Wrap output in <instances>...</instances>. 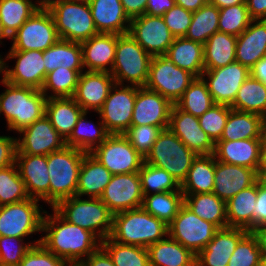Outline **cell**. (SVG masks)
Masks as SVG:
<instances>
[{"instance_id":"obj_1","label":"cell","mask_w":266,"mask_h":266,"mask_svg":"<svg viewBox=\"0 0 266 266\" xmlns=\"http://www.w3.org/2000/svg\"><path fill=\"white\" fill-rule=\"evenodd\" d=\"M53 214L45 211L41 232H47L40 243L57 257L67 262H82L96 251L100 240L90 231L65 220L54 208Z\"/></svg>"},{"instance_id":"obj_2","label":"cell","mask_w":266,"mask_h":266,"mask_svg":"<svg viewBox=\"0 0 266 266\" xmlns=\"http://www.w3.org/2000/svg\"><path fill=\"white\" fill-rule=\"evenodd\" d=\"M0 83L7 88L0 94V114L5 116L8 130L20 132L45 115L48 98L41 90L3 79Z\"/></svg>"},{"instance_id":"obj_3","label":"cell","mask_w":266,"mask_h":266,"mask_svg":"<svg viewBox=\"0 0 266 266\" xmlns=\"http://www.w3.org/2000/svg\"><path fill=\"white\" fill-rule=\"evenodd\" d=\"M168 236V225L142 207L113 214L110 238L129 245L148 246Z\"/></svg>"},{"instance_id":"obj_4","label":"cell","mask_w":266,"mask_h":266,"mask_svg":"<svg viewBox=\"0 0 266 266\" xmlns=\"http://www.w3.org/2000/svg\"><path fill=\"white\" fill-rule=\"evenodd\" d=\"M54 209L69 223L92 232L100 242L111 235L113 213L100 198L72 196L61 200Z\"/></svg>"},{"instance_id":"obj_5","label":"cell","mask_w":266,"mask_h":266,"mask_svg":"<svg viewBox=\"0 0 266 266\" xmlns=\"http://www.w3.org/2000/svg\"><path fill=\"white\" fill-rule=\"evenodd\" d=\"M86 152L65 146L47 155L50 176V206L76 196L79 170Z\"/></svg>"},{"instance_id":"obj_6","label":"cell","mask_w":266,"mask_h":266,"mask_svg":"<svg viewBox=\"0 0 266 266\" xmlns=\"http://www.w3.org/2000/svg\"><path fill=\"white\" fill-rule=\"evenodd\" d=\"M152 56L129 33L117 35L115 59L110 72L115 84L145 87Z\"/></svg>"},{"instance_id":"obj_7","label":"cell","mask_w":266,"mask_h":266,"mask_svg":"<svg viewBox=\"0 0 266 266\" xmlns=\"http://www.w3.org/2000/svg\"><path fill=\"white\" fill-rule=\"evenodd\" d=\"M197 154L169 129H163L144 162L167 171L180 185Z\"/></svg>"},{"instance_id":"obj_8","label":"cell","mask_w":266,"mask_h":266,"mask_svg":"<svg viewBox=\"0 0 266 266\" xmlns=\"http://www.w3.org/2000/svg\"><path fill=\"white\" fill-rule=\"evenodd\" d=\"M48 11L60 39L81 43L99 34L88 1L59 0Z\"/></svg>"},{"instance_id":"obj_9","label":"cell","mask_w":266,"mask_h":266,"mask_svg":"<svg viewBox=\"0 0 266 266\" xmlns=\"http://www.w3.org/2000/svg\"><path fill=\"white\" fill-rule=\"evenodd\" d=\"M195 78L190 72L172 63L165 55L152 56L145 87L175 104Z\"/></svg>"},{"instance_id":"obj_10","label":"cell","mask_w":266,"mask_h":266,"mask_svg":"<svg viewBox=\"0 0 266 266\" xmlns=\"http://www.w3.org/2000/svg\"><path fill=\"white\" fill-rule=\"evenodd\" d=\"M39 200L29 198L13 204L0 207V236L27 237L35 232H41L43 214L38 204ZM43 213V214H42Z\"/></svg>"},{"instance_id":"obj_11","label":"cell","mask_w":266,"mask_h":266,"mask_svg":"<svg viewBox=\"0 0 266 266\" xmlns=\"http://www.w3.org/2000/svg\"><path fill=\"white\" fill-rule=\"evenodd\" d=\"M217 230L214 224L198 217L185 204L168 225V235L195 255L206 247Z\"/></svg>"},{"instance_id":"obj_12","label":"cell","mask_w":266,"mask_h":266,"mask_svg":"<svg viewBox=\"0 0 266 266\" xmlns=\"http://www.w3.org/2000/svg\"><path fill=\"white\" fill-rule=\"evenodd\" d=\"M90 154L112 175L139 172L144 162L123 134H110Z\"/></svg>"},{"instance_id":"obj_13","label":"cell","mask_w":266,"mask_h":266,"mask_svg":"<svg viewBox=\"0 0 266 266\" xmlns=\"http://www.w3.org/2000/svg\"><path fill=\"white\" fill-rule=\"evenodd\" d=\"M10 50L45 51L59 39L51 13L48 10H37L11 37Z\"/></svg>"},{"instance_id":"obj_14","label":"cell","mask_w":266,"mask_h":266,"mask_svg":"<svg viewBox=\"0 0 266 266\" xmlns=\"http://www.w3.org/2000/svg\"><path fill=\"white\" fill-rule=\"evenodd\" d=\"M119 88V89H118ZM137 86L114 84L97 112L110 134H124L131 126Z\"/></svg>"},{"instance_id":"obj_15","label":"cell","mask_w":266,"mask_h":266,"mask_svg":"<svg viewBox=\"0 0 266 266\" xmlns=\"http://www.w3.org/2000/svg\"><path fill=\"white\" fill-rule=\"evenodd\" d=\"M14 58L17 60L13 69H8V65L2 59V79L17 86H28L41 90L46 77L43 52L9 50L5 60Z\"/></svg>"},{"instance_id":"obj_16","label":"cell","mask_w":266,"mask_h":266,"mask_svg":"<svg viewBox=\"0 0 266 266\" xmlns=\"http://www.w3.org/2000/svg\"><path fill=\"white\" fill-rule=\"evenodd\" d=\"M249 75L250 70L235 61L224 67L204 70L201 77L205 81L215 104L231 106L238 90Z\"/></svg>"},{"instance_id":"obj_17","label":"cell","mask_w":266,"mask_h":266,"mask_svg":"<svg viewBox=\"0 0 266 266\" xmlns=\"http://www.w3.org/2000/svg\"><path fill=\"white\" fill-rule=\"evenodd\" d=\"M128 33L151 56L165 55L175 38L162 17L147 14L131 19Z\"/></svg>"},{"instance_id":"obj_18","label":"cell","mask_w":266,"mask_h":266,"mask_svg":"<svg viewBox=\"0 0 266 266\" xmlns=\"http://www.w3.org/2000/svg\"><path fill=\"white\" fill-rule=\"evenodd\" d=\"M18 134H23V138L17 139L16 155H48L66 146L65 139L51 125L46 115Z\"/></svg>"},{"instance_id":"obj_19","label":"cell","mask_w":266,"mask_h":266,"mask_svg":"<svg viewBox=\"0 0 266 266\" xmlns=\"http://www.w3.org/2000/svg\"><path fill=\"white\" fill-rule=\"evenodd\" d=\"M143 192L138 172L113 175L104 189L101 201L113 213L140 208Z\"/></svg>"},{"instance_id":"obj_20","label":"cell","mask_w":266,"mask_h":266,"mask_svg":"<svg viewBox=\"0 0 266 266\" xmlns=\"http://www.w3.org/2000/svg\"><path fill=\"white\" fill-rule=\"evenodd\" d=\"M168 128L197 155L214 154L215 144L202 130L198 117L184 112L173 104Z\"/></svg>"},{"instance_id":"obj_21","label":"cell","mask_w":266,"mask_h":266,"mask_svg":"<svg viewBox=\"0 0 266 266\" xmlns=\"http://www.w3.org/2000/svg\"><path fill=\"white\" fill-rule=\"evenodd\" d=\"M173 104L164 96L146 87H138L131 126L168 127Z\"/></svg>"},{"instance_id":"obj_22","label":"cell","mask_w":266,"mask_h":266,"mask_svg":"<svg viewBox=\"0 0 266 266\" xmlns=\"http://www.w3.org/2000/svg\"><path fill=\"white\" fill-rule=\"evenodd\" d=\"M20 177L30 198L50 205V176L47 155H16Z\"/></svg>"},{"instance_id":"obj_23","label":"cell","mask_w":266,"mask_h":266,"mask_svg":"<svg viewBox=\"0 0 266 266\" xmlns=\"http://www.w3.org/2000/svg\"><path fill=\"white\" fill-rule=\"evenodd\" d=\"M115 80L111 73L84 71L79 75L73 99L85 112H98L107 99Z\"/></svg>"},{"instance_id":"obj_24","label":"cell","mask_w":266,"mask_h":266,"mask_svg":"<svg viewBox=\"0 0 266 266\" xmlns=\"http://www.w3.org/2000/svg\"><path fill=\"white\" fill-rule=\"evenodd\" d=\"M246 229L226 227L218 229L206 247L196 255V266H227Z\"/></svg>"},{"instance_id":"obj_25","label":"cell","mask_w":266,"mask_h":266,"mask_svg":"<svg viewBox=\"0 0 266 266\" xmlns=\"http://www.w3.org/2000/svg\"><path fill=\"white\" fill-rule=\"evenodd\" d=\"M214 177L213 193L225 202L258 181L256 170L220 162L216 158Z\"/></svg>"},{"instance_id":"obj_26","label":"cell","mask_w":266,"mask_h":266,"mask_svg":"<svg viewBox=\"0 0 266 266\" xmlns=\"http://www.w3.org/2000/svg\"><path fill=\"white\" fill-rule=\"evenodd\" d=\"M83 67L90 72L112 71L117 45V34L99 33L80 43ZM109 67L107 68V66Z\"/></svg>"},{"instance_id":"obj_27","label":"cell","mask_w":266,"mask_h":266,"mask_svg":"<svg viewBox=\"0 0 266 266\" xmlns=\"http://www.w3.org/2000/svg\"><path fill=\"white\" fill-rule=\"evenodd\" d=\"M262 139L218 141L214 156L217 161L252 168L257 171L262 149Z\"/></svg>"},{"instance_id":"obj_28","label":"cell","mask_w":266,"mask_h":266,"mask_svg":"<svg viewBox=\"0 0 266 266\" xmlns=\"http://www.w3.org/2000/svg\"><path fill=\"white\" fill-rule=\"evenodd\" d=\"M98 33L126 34L131 20L120 0H88Z\"/></svg>"},{"instance_id":"obj_29","label":"cell","mask_w":266,"mask_h":266,"mask_svg":"<svg viewBox=\"0 0 266 266\" xmlns=\"http://www.w3.org/2000/svg\"><path fill=\"white\" fill-rule=\"evenodd\" d=\"M266 56V20H252L237 37L236 62L249 70Z\"/></svg>"},{"instance_id":"obj_30","label":"cell","mask_w":266,"mask_h":266,"mask_svg":"<svg viewBox=\"0 0 266 266\" xmlns=\"http://www.w3.org/2000/svg\"><path fill=\"white\" fill-rule=\"evenodd\" d=\"M112 176V173L90 153H86L79 170L76 196L88 195V198H100Z\"/></svg>"},{"instance_id":"obj_31","label":"cell","mask_w":266,"mask_h":266,"mask_svg":"<svg viewBox=\"0 0 266 266\" xmlns=\"http://www.w3.org/2000/svg\"><path fill=\"white\" fill-rule=\"evenodd\" d=\"M165 56L176 66L195 77L204 72V45L185 37L174 38Z\"/></svg>"},{"instance_id":"obj_32","label":"cell","mask_w":266,"mask_h":266,"mask_svg":"<svg viewBox=\"0 0 266 266\" xmlns=\"http://www.w3.org/2000/svg\"><path fill=\"white\" fill-rule=\"evenodd\" d=\"M85 111L72 97L48 98L45 115L66 140Z\"/></svg>"},{"instance_id":"obj_33","label":"cell","mask_w":266,"mask_h":266,"mask_svg":"<svg viewBox=\"0 0 266 266\" xmlns=\"http://www.w3.org/2000/svg\"><path fill=\"white\" fill-rule=\"evenodd\" d=\"M167 237L147 247L150 266H196V255Z\"/></svg>"},{"instance_id":"obj_34","label":"cell","mask_w":266,"mask_h":266,"mask_svg":"<svg viewBox=\"0 0 266 266\" xmlns=\"http://www.w3.org/2000/svg\"><path fill=\"white\" fill-rule=\"evenodd\" d=\"M257 200V182L226 202L228 227L253 231V210Z\"/></svg>"},{"instance_id":"obj_35","label":"cell","mask_w":266,"mask_h":266,"mask_svg":"<svg viewBox=\"0 0 266 266\" xmlns=\"http://www.w3.org/2000/svg\"><path fill=\"white\" fill-rule=\"evenodd\" d=\"M215 156L197 155L189 169L187 178L181 184L183 195L212 193L215 182Z\"/></svg>"},{"instance_id":"obj_36","label":"cell","mask_w":266,"mask_h":266,"mask_svg":"<svg viewBox=\"0 0 266 266\" xmlns=\"http://www.w3.org/2000/svg\"><path fill=\"white\" fill-rule=\"evenodd\" d=\"M262 139V116L231 109L219 141Z\"/></svg>"},{"instance_id":"obj_37","label":"cell","mask_w":266,"mask_h":266,"mask_svg":"<svg viewBox=\"0 0 266 266\" xmlns=\"http://www.w3.org/2000/svg\"><path fill=\"white\" fill-rule=\"evenodd\" d=\"M184 204L198 217L211 222L218 229L228 227L226 202L213 192L184 195Z\"/></svg>"},{"instance_id":"obj_38","label":"cell","mask_w":266,"mask_h":266,"mask_svg":"<svg viewBox=\"0 0 266 266\" xmlns=\"http://www.w3.org/2000/svg\"><path fill=\"white\" fill-rule=\"evenodd\" d=\"M46 75L58 67L71 70H84L82 47L79 42L59 39L54 45L43 51Z\"/></svg>"},{"instance_id":"obj_39","label":"cell","mask_w":266,"mask_h":266,"mask_svg":"<svg viewBox=\"0 0 266 266\" xmlns=\"http://www.w3.org/2000/svg\"><path fill=\"white\" fill-rule=\"evenodd\" d=\"M237 37L216 32L204 45V70L217 69L236 61Z\"/></svg>"},{"instance_id":"obj_40","label":"cell","mask_w":266,"mask_h":266,"mask_svg":"<svg viewBox=\"0 0 266 266\" xmlns=\"http://www.w3.org/2000/svg\"><path fill=\"white\" fill-rule=\"evenodd\" d=\"M87 112H84L69 137L65 140L67 147L77 148L86 153H91L96 147L102 144L110 133L100 120L97 127L91 121H86ZM92 126V127H91Z\"/></svg>"},{"instance_id":"obj_41","label":"cell","mask_w":266,"mask_h":266,"mask_svg":"<svg viewBox=\"0 0 266 266\" xmlns=\"http://www.w3.org/2000/svg\"><path fill=\"white\" fill-rule=\"evenodd\" d=\"M232 109L254 113L260 116L266 114V85L252 76L243 82L237 92Z\"/></svg>"},{"instance_id":"obj_42","label":"cell","mask_w":266,"mask_h":266,"mask_svg":"<svg viewBox=\"0 0 266 266\" xmlns=\"http://www.w3.org/2000/svg\"><path fill=\"white\" fill-rule=\"evenodd\" d=\"M184 204L182 192L153 193L143 197L142 208L169 225Z\"/></svg>"},{"instance_id":"obj_43","label":"cell","mask_w":266,"mask_h":266,"mask_svg":"<svg viewBox=\"0 0 266 266\" xmlns=\"http://www.w3.org/2000/svg\"><path fill=\"white\" fill-rule=\"evenodd\" d=\"M38 9L32 0H0V22L11 37Z\"/></svg>"},{"instance_id":"obj_44","label":"cell","mask_w":266,"mask_h":266,"mask_svg":"<svg viewBox=\"0 0 266 266\" xmlns=\"http://www.w3.org/2000/svg\"><path fill=\"white\" fill-rule=\"evenodd\" d=\"M115 266H150L148 250L137 245L122 244L110 237L101 241Z\"/></svg>"},{"instance_id":"obj_45","label":"cell","mask_w":266,"mask_h":266,"mask_svg":"<svg viewBox=\"0 0 266 266\" xmlns=\"http://www.w3.org/2000/svg\"><path fill=\"white\" fill-rule=\"evenodd\" d=\"M219 8L210 3L193 12L192 21L185 38L204 44L219 31Z\"/></svg>"},{"instance_id":"obj_46","label":"cell","mask_w":266,"mask_h":266,"mask_svg":"<svg viewBox=\"0 0 266 266\" xmlns=\"http://www.w3.org/2000/svg\"><path fill=\"white\" fill-rule=\"evenodd\" d=\"M214 104L207 85L202 77H196L175 105L196 117H200Z\"/></svg>"},{"instance_id":"obj_47","label":"cell","mask_w":266,"mask_h":266,"mask_svg":"<svg viewBox=\"0 0 266 266\" xmlns=\"http://www.w3.org/2000/svg\"><path fill=\"white\" fill-rule=\"evenodd\" d=\"M83 71L58 67L46 75L41 91L47 98L73 97ZM48 90L51 95H48Z\"/></svg>"},{"instance_id":"obj_48","label":"cell","mask_w":266,"mask_h":266,"mask_svg":"<svg viewBox=\"0 0 266 266\" xmlns=\"http://www.w3.org/2000/svg\"><path fill=\"white\" fill-rule=\"evenodd\" d=\"M143 195L161 192H182L181 185L164 169L143 162L138 172Z\"/></svg>"},{"instance_id":"obj_49","label":"cell","mask_w":266,"mask_h":266,"mask_svg":"<svg viewBox=\"0 0 266 266\" xmlns=\"http://www.w3.org/2000/svg\"><path fill=\"white\" fill-rule=\"evenodd\" d=\"M29 198L16 163L0 169V205L13 204Z\"/></svg>"},{"instance_id":"obj_50","label":"cell","mask_w":266,"mask_h":266,"mask_svg":"<svg viewBox=\"0 0 266 266\" xmlns=\"http://www.w3.org/2000/svg\"><path fill=\"white\" fill-rule=\"evenodd\" d=\"M251 21L246 4L219 9L218 27L220 32L238 37Z\"/></svg>"},{"instance_id":"obj_51","label":"cell","mask_w":266,"mask_h":266,"mask_svg":"<svg viewBox=\"0 0 266 266\" xmlns=\"http://www.w3.org/2000/svg\"><path fill=\"white\" fill-rule=\"evenodd\" d=\"M231 109L230 106L214 103L209 110L198 117L200 127L214 144L221 138Z\"/></svg>"},{"instance_id":"obj_52","label":"cell","mask_w":266,"mask_h":266,"mask_svg":"<svg viewBox=\"0 0 266 266\" xmlns=\"http://www.w3.org/2000/svg\"><path fill=\"white\" fill-rule=\"evenodd\" d=\"M168 127H159L153 125L130 126L123 134L135 150L143 159L150 153L155 141L158 139L163 129Z\"/></svg>"},{"instance_id":"obj_53","label":"cell","mask_w":266,"mask_h":266,"mask_svg":"<svg viewBox=\"0 0 266 266\" xmlns=\"http://www.w3.org/2000/svg\"><path fill=\"white\" fill-rule=\"evenodd\" d=\"M262 254L258 240L248 232L238 243L227 266H259Z\"/></svg>"},{"instance_id":"obj_54","label":"cell","mask_w":266,"mask_h":266,"mask_svg":"<svg viewBox=\"0 0 266 266\" xmlns=\"http://www.w3.org/2000/svg\"><path fill=\"white\" fill-rule=\"evenodd\" d=\"M23 239L14 236H0V266H18L27 251L33 245L40 243L39 239L34 243L24 244Z\"/></svg>"},{"instance_id":"obj_55","label":"cell","mask_w":266,"mask_h":266,"mask_svg":"<svg viewBox=\"0 0 266 266\" xmlns=\"http://www.w3.org/2000/svg\"><path fill=\"white\" fill-rule=\"evenodd\" d=\"M67 263L38 243L27 251L18 266H66Z\"/></svg>"},{"instance_id":"obj_56","label":"cell","mask_w":266,"mask_h":266,"mask_svg":"<svg viewBox=\"0 0 266 266\" xmlns=\"http://www.w3.org/2000/svg\"><path fill=\"white\" fill-rule=\"evenodd\" d=\"M193 12L184 9L179 5H175L163 16V20L170 30L171 34L177 37H185L192 21Z\"/></svg>"},{"instance_id":"obj_57","label":"cell","mask_w":266,"mask_h":266,"mask_svg":"<svg viewBox=\"0 0 266 266\" xmlns=\"http://www.w3.org/2000/svg\"><path fill=\"white\" fill-rule=\"evenodd\" d=\"M253 210V230L266 225V181H257V200Z\"/></svg>"},{"instance_id":"obj_58","label":"cell","mask_w":266,"mask_h":266,"mask_svg":"<svg viewBox=\"0 0 266 266\" xmlns=\"http://www.w3.org/2000/svg\"><path fill=\"white\" fill-rule=\"evenodd\" d=\"M17 153V138L0 136V169L15 164Z\"/></svg>"},{"instance_id":"obj_59","label":"cell","mask_w":266,"mask_h":266,"mask_svg":"<svg viewBox=\"0 0 266 266\" xmlns=\"http://www.w3.org/2000/svg\"><path fill=\"white\" fill-rule=\"evenodd\" d=\"M175 5V0H147L145 14L162 17Z\"/></svg>"},{"instance_id":"obj_60","label":"cell","mask_w":266,"mask_h":266,"mask_svg":"<svg viewBox=\"0 0 266 266\" xmlns=\"http://www.w3.org/2000/svg\"><path fill=\"white\" fill-rule=\"evenodd\" d=\"M85 266H115L109 254L100 246L82 261Z\"/></svg>"},{"instance_id":"obj_61","label":"cell","mask_w":266,"mask_h":266,"mask_svg":"<svg viewBox=\"0 0 266 266\" xmlns=\"http://www.w3.org/2000/svg\"><path fill=\"white\" fill-rule=\"evenodd\" d=\"M125 14L131 20L145 14L147 0H120Z\"/></svg>"},{"instance_id":"obj_62","label":"cell","mask_w":266,"mask_h":266,"mask_svg":"<svg viewBox=\"0 0 266 266\" xmlns=\"http://www.w3.org/2000/svg\"><path fill=\"white\" fill-rule=\"evenodd\" d=\"M252 20H266V0H245Z\"/></svg>"},{"instance_id":"obj_63","label":"cell","mask_w":266,"mask_h":266,"mask_svg":"<svg viewBox=\"0 0 266 266\" xmlns=\"http://www.w3.org/2000/svg\"><path fill=\"white\" fill-rule=\"evenodd\" d=\"M250 76L266 85V56L250 68Z\"/></svg>"},{"instance_id":"obj_64","label":"cell","mask_w":266,"mask_h":266,"mask_svg":"<svg viewBox=\"0 0 266 266\" xmlns=\"http://www.w3.org/2000/svg\"><path fill=\"white\" fill-rule=\"evenodd\" d=\"M176 4L184 9L195 12L208 3V0H175Z\"/></svg>"},{"instance_id":"obj_65","label":"cell","mask_w":266,"mask_h":266,"mask_svg":"<svg viewBox=\"0 0 266 266\" xmlns=\"http://www.w3.org/2000/svg\"><path fill=\"white\" fill-rule=\"evenodd\" d=\"M252 233L258 240L262 256H266V225L255 228Z\"/></svg>"},{"instance_id":"obj_66","label":"cell","mask_w":266,"mask_h":266,"mask_svg":"<svg viewBox=\"0 0 266 266\" xmlns=\"http://www.w3.org/2000/svg\"><path fill=\"white\" fill-rule=\"evenodd\" d=\"M258 180L266 181V143H262L260 161L257 169Z\"/></svg>"},{"instance_id":"obj_67","label":"cell","mask_w":266,"mask_h":266,"mask_svg":"<svg viewBox=\"0 0 266 266\" xmlns=\"http://www.w3.org/2000/svg\"><path fill=\"white\" fill-rule=\"evenodd\" d=\"M208 3L216 6L219 9L228 6H235L239 4H246L245 0H208Z\"/></svg>"},{"instance_id":"obj_68","label":"cell","mask_w":266,"mask_h":266,"mask_svg":"<svg viewBox=\"0 0 266 266\" xmlns=\"http://www.w3.org/2000/svg\"><path fill=\"white\" fill-rule=\"evenodd\" d=\"M59 0H37L35 2V7L38 10H49L53 7Z\"/></svg>"},{"instance_id":"obj_69","label":"cell","mask_w":266,"mask_h":266,"mask_svg":"<svg viewBox=\"0 0 266 266\" xmlns=\"http://www.w3.org/2000/svg\"><path fill=\"white\" fill-rule=\"evenodd\" d=\"M262 142L266 143V114L262 116Z\"/></svg>"},{"instance_id":"obj_70","label":"cell","mask_w":266,"mask_h":266,"mask_svg":"<svg viewBox=\"0 0 266 266\" xmlns=\"http://www.w3.org/2000/svg\"><path fill=\"white\" fill-rule=\"evenodd\" d=\"M5 38H8L10 39V37L7 35V33L5 32L1 22H0V39H5ZM0 43L2 44L1 40H0Z\"/></svg>"},{"instance_id":"obj_71","label":"cell","mask_w":266,"mask_h":266,"mask_svg":"<svg viewBox=\"0 0 266 266\" xmlns=\"http://www.w3.org/2000/svg\"><path fill=\"white\" fill-rule=\"evenodd\" d=\"M66 266H85L82 262H68Z\"/></svg>"},{"instance_id":"obj_72","label":"cell","mask_w":266,"mask_h":266,"mask_svg":"<svg viewBox=\"0 0 266 266\" xmlns=\"http://www.w3.org/2000/svg\"><path fill=\"white\" fill-rule=\"evenodd\" d=\"M259 266H266V256H262Z\"/></svg>"},{"instance_id":"obj_73","label":"cell","mask_w":266,"mask_h":266,"mask_svg":"<svg viewBox=\"0 0 266 266\" xmlns=\"http://www.w3.org/2000/svg\"><path fill=\"white\" fill-rule=\"evenodd\" d=\"M2 73V58H1V55H0V74Z\"/></svg>"}]
</instances>
